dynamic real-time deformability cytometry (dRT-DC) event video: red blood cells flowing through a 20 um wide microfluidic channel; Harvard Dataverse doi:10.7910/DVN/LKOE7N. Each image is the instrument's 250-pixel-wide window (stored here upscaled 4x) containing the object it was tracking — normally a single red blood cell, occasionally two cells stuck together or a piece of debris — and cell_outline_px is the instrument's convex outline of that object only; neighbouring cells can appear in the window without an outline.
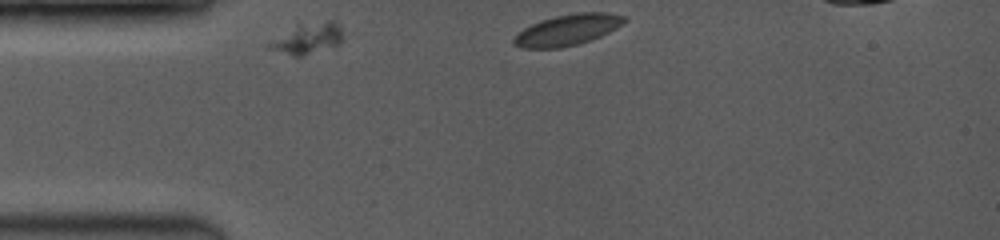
{"species": "common noctule bat (a hibernating species)", "species_latin": "Nyctalus noctula", "temperature_condition": "room temperature", "stored_images_in_passage": 10, "segment_of_instrument_passage": [1, 2], "camera_frame_rate_fps": 3500, "um_per_image_px": 0.085, "animal": {"sex": "female", "body_mass_g": 19.0, "forearm_length_mm": 53.3}, "frame": {"image": 1, "passage_image": 1, "time_ms": 0.0, "image_size_px": [1000, 240], "cell_outline_px": [[340, 44], [300, 56], [296, 56], [268, 48], [264, 44], [300, 24], [328, 20], [332, 20], [340, 28]], "centroid_in_image_um": [26.11, 3.27], "position_along_channel_um": 58.9, "area_um2": 12.66}}
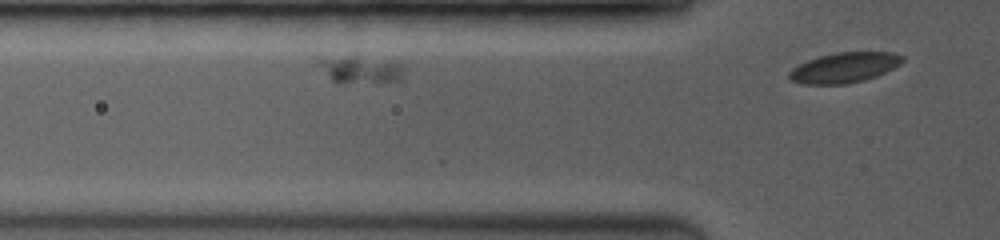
{"frame": {"image": 2, "passage_image": 8, "time_ms": 1.143, "image_size_px": [1000, 240], "cell_outline_px": [[404, 84], [336, 84], [332, 80], [312, 56], [356, 56], [404, 64]], "centroid_in_image_um": [30.71, 5.98], "position_along_channel_um": 95.1, "area_um2": 14.85}}